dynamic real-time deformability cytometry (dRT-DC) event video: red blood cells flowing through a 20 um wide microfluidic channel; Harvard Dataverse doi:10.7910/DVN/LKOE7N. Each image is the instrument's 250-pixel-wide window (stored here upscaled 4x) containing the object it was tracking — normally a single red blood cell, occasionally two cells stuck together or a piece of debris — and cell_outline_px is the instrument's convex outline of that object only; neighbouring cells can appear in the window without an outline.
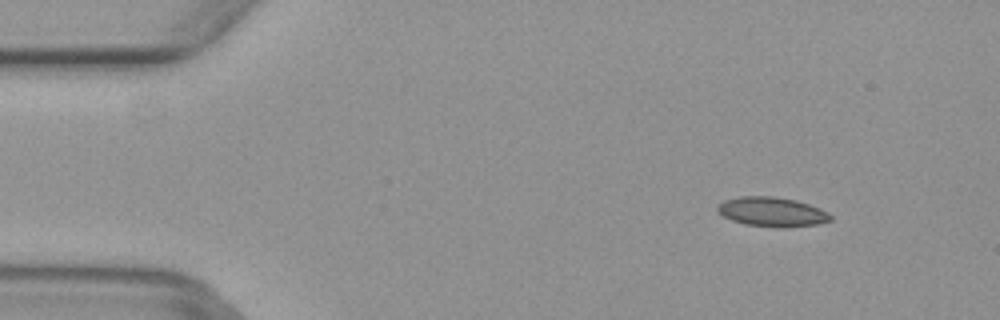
{"species": "common noctule bat (a hibernating species)", "species_latin": "Nyctalus noctula", "temperature_condition": "warm", "stored_images_in_passage": 4, "camera_frame_rate_fps": 3000, "um_per_image_px": 0.085, "animal": {"sex": "female", "body_mass_g": 29.2, "forearm_length_mm": 56.3}, "frame": {"image": 1, "passage_image": 2, "time_ms": 0.333, "image_size_px": [1000, 320], "cell_outline_px": [[832, 220], [816, 224], [744, 224], [732, 220], [716, 212], [716, 208], [724, 200], [740, 196], [772, 196], [796, 200], [820, 208], [828, 212], [832, 216]], "centroid_in_image_um": [65.57, 17.94], "position_along_channel_um": 19.4, "area_um2": 18.38}}